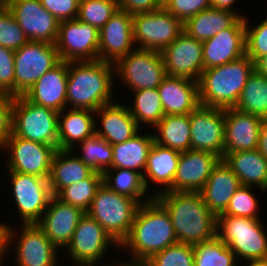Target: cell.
Returning <instances> with one entry per match:
<instances>
[{
  "instance_id": "cell-1",
  "label": "cell",
  "mask_w": 267,
  "mask_h": 266,
  "mask_svg": "<svg viewBox=\"0 0 267 266\" xmlns=\"http://www.w3.org/2000/svg\"><path fill=\"white\" fill-rule=\"evenodd\" d=\"M177 237L166 209L153 197L141 203L128 236L119 245L128 250L132 265H142L152 255L177 243Z\"/></svg>"
},
{
  "instance_id": "cell-2",
  "label": "cell",
  "mask_w": 267,
  "mask_h": 266,
  "mask_svg": "<svg viewBox=\"0 0 267 266\" xmlns=\"http://www.w3.org/2000/svg\"><path fill=\"white\" fill-rule=\"evenodd\" d=\"M154 198L168 212L178 242L194 245L216 237V216L200 192L165 191Z\"/></svg>"
},
{
  "instance_id": "cell-3",
  "label": "cell",
  "mask_w": 267,
  "mask_h": 266,
  "mask_svg": "<svg viewBox=\"0 0 267 266\" xmlns=\"http://www.w3.org/2000/svg\"><path fill=\"white\" fill-rule=\"evenodd\" d=\"M115 67L101 60L69 62L66 109L98 110L113 103ZM69 105V106H68Z\"/></svg>"
},
{
  "instance_id": "cell-4",
  "label": "cell",
  "mask_w": 267,
  "mask_h": 266,
  "mask_svg": "<svg viewBox=\"0 0 267 266\" xmlns=\"http://www.w3.org/2000/svg\"><path fill=\"white\" fill-rule=\"evenodd\" d=\"M254 70V62L247 55L203 70L197 81L200 105L234 108Z\"/></svg>"
},
{
  "instance_id": "cell-5",
  "label": "cell",
  "mask_w": 267,
  "mask_h": 266,
  "mask_svg": "<svg viewBox=\"0 0 267 266\" xmlns=\"http://www.w3.org/2000/svg\"><path fill=\"white\" fill-rule=\"evenodd\" d=\"M262 223L260 219L218 215L216 237L231 249L239 261L267 258V233Z\"/></svg>"
},
{
  "instance_id": "cell-6",
  "label": "cell",
  "mask_w": 267,
  "mask_h": 266,
  "mask_svg": "<svg viewBox=\"0 0 267 266\" xmlns=\"http://www.w3.org/2000/svg\"><path fill=\"white\" fill-rule=\"evenodd\" d=\"M139 206L135 199L118 194L102 183L86 213L120 245L130 232Z\"/></svg>"
},
{
  "instance_id": "cell-7",
  "label": "cell",
  "mask_w": 267,
  "mask_h": 266,
  "mask_svg": "<svg viewBox=\"0 0 267 266\" xmlns=\"http://www.w3.org/2000/svg\"><path fill=\"white\" fill-rule=\"evenodd\" d=\"M12 133L16 137L47 144L58 150V112L28 101L13 98Z\"/></svg>"
},
{
  "instance_id": "cell-8",
  "label": "cell",
  "mask_w": 267,
  "mask_h": 266,
  "mask_svg": "<svg viewBox=\"0 0 267 266\" xmlns=\"http://www.w3.org/2000/svg\"><path fill=\"white\" fill-rule=\"evenodd\" d=\"M9 225L5 223V255L15 245L16 266H58L59 249L37 224H21L20 231Z\"/></svg>"
},
{
  "instance_id": "cell-9",
  "label": "cell",
  "mask_w": 267,
  "mask_h": 266,
  "mask_svg": "<svg viewBox=\"0 0 267 266\" xmlns=\"http://www.w3.org/2000/svg\"><path fill=\"white\" fill-rule=\"evenodd\" d=\"M115 77L118 76L124 86L132 91L158 88L166 75L161 52L135 48L121 58L115 65Z\"/></svg>"
},
{
  "instance_id": "cell-10",
  "label": "cell",
  "mask_w": 267,
  "mask_h": 266,
  "mask_svg": "<svg viewBox=\"0 0 267 266\" xmlns=\"http://www.w3.org/2000/svg\"><path fill=\"white\" fill-rule=\"evenodd\" d=\"M135 48L162 52L182 32L183 23L163 6L155 11L132 15Z\"/></svg>"
},
{
  "instance_id": "cell-11",
  "label": "cell",
  "mask_w": 267,
  "mask_h": 266,
  "mask_svg": "<svg viewBox=\"0 0 267 266\" xmlns=\"http://www.w3.org/2000/svg\"><path fill=\"white\" fill-rule=\"evenodd\" d=\"M55 44L28 41L14 51L15 97L24 96L33 84L60 62Z\"/></svg>"
},
{
  "instance_id": "cell-12",
  "label": "cell",
  "mask_w": 267,
  "mask_h": 266,
  "mask_svg": "<svg viewBox=\"0 0 267 266\" xmlns=\"http://www.w3.org/2000/svg\"><path fill=\"white\" fill-rule=\"evenodd\" d=\"M99 37L97 28L80 20L60 22L55 43L61 61L82 62L99 60Z\"/></svg>"
},
{
  "instance_id": "cell-13",
  "label": "cell",
  "mask_w": 267,
  "mask_h": 266,
  "mask_svg": "<svg viewBox=\"0 0 267 266\" xmlns=\"http://www.w3.org/2000/svg\"><path fill=\"white\" fill-rule=\"evenodd\" d=\"M15 207L21 224H36L46 211L53 196L48 178L26 173L9 172Z\"/></svg>"
},
{
  "instance_id": "cell-14",
  "label": "cell",
  "mask_w": 267,
  "mask_h": 266,
  "mask_svg": "<svg viewBox=\"0 0 267 266\" xmlns=\"http://www.w3.org/2000/svg\"><path fill=\"white\" fill-rule=\"evenodd\" d=\"M7 150L8 172L26 173L48 178L56 149L53 146L16 137L13 133L1 150Z\"/></svg>"
},
{
  "instance_id": "cell-15",
  "label": "cell",
  "mask_w": 267,
  "mask_h": 266,
  "mask_svg": "<svg viewBox=\"0 0 267 266\" xmlns=\"http://www.w3.org/2000/svg\"><path fill=\"white\" fill-rule=\"evenodd\" d=\"M119 249V245L104 228L86 212L73 233L66 251L74 263H99L109 246Z\"/></svg>"
},
{
  "instance_id": "cell-16",
  "label": "cell",
  "mask_w": 267,
  "mask_h": 266,
  "mask_svg": "<svg viewBox=\"0 0 267 266\" xmlns=\"http://www.w3.org/2000/svg\"><path fill=\"white\" fill-rule=\"evenodd\" d=\"M191 150L224 158L225 109L199 105L189 114Z\"/></svg>"
},
{
  "instance_id": "cell-17",
  "label": "cell",
  "mask_w": 267,
  "mask_h": 266,
  "mask_svg": "<svg viewBox=\"0 0 267 266\" xmlns=\"http://www.w3.org/2000/svg\"><path fill=\"white\" fill-rule=\"evenodd\" d=\"M5 5L29 41L56 43L60 22L40 0H7Z\"/></svg>"
},
{
  "instance_id": "cell-18",
  "label": "cell",
  "mask_w": 267,
  "mask_h": 266,
  "mask_svg": "<svg viewBox=\"0 0 267 266\" xmlns=\"http://www.w3.org/2000/svg\"><path fill=\"white\" fill-rule=\"evenodd\" d=\"M161 54L167 76L198 81L203 71L202 41L188 36L183 31Z\"/></svg>"
},
{
  "instance_id": "cell-19",
  "label": "cell",
  "mask_w": 267,
  "mask_h": 266,
  "mask_svg": "<svg viewBox=\"0 0 267 266\" xmlns=\"http://www.w3.org/2000/svg\"><path fill=\"white\" fill-rule=\"evenodd\" d=\"M99 60L115 65L135 48L132 15L118 9L100 29Z\"/></svg>"
},
{
  "instance_id": "cell-20",
  "label": "cell",
  "mask_w": 267,
  "mask_h": 266,
  "mask_svg": "<svg viewBox=\"0 0 267 266\" xmlns=\"http://www.w3.org/2000/svg\"><path fill=\"white\" fill-rule=\"evenodd\" d=\"M221 160L212 152L188 150L179 156L170 192H200Z\"/></svg>"
},
{
  "instance_id": "cell-21",
  "label": "cell",
  "mask_w": 267,
  "mask_h": 266,
  "mask_svg": "<svg viewBox=\"0 0 267 266\" xmlns=\"http://www.w3.org/2000/svg\"><path fill=\"white\" fill-rule=\"evenodd\" d=\"M203 70L235 61L246 55L245 17L230 28L202 42Z\"/></svg>"
},
{
  "instance_id": "cell-22",
  "label": "cell",
  "mask_w": 267,
  "mask_h": 266,
  "mask_svg": "<svg viewBox=\"0 0 267 266\" xmlns=\"http://www.w3.org/2000/svg\"><path fill=\"white\" fill-rule=\"evenodd\" d=\"M84 214L81 208L52 196L46 211L36 224L59 250L65 249Z\"/></svg>"
},
{
  "instance_id": "cell-23",
  "label": "cell",
  "mask_w": 267,
  "mask_h": 266,
  "mask_svg": "<svg viewBox=\"0 0 267 266\" xmlns=\"http://www.w3.org/2000/svg\"><path fill=\"white\" fill-rule=\"evenodd\" d=\"M262 121L257 115L226 108L224 153L257 149Z\"/></svg>"
},
{
  "instance_id": "cell-24",
  "label": "cell",
  "mask_w": 267,
  "mask_h": 266,
  "mask_svg": "<svg viewBox=\"0 0 267 266\" xmlns=\"http://www.w3.org/2000/svg\"><path fill=\"white\" fill-rule=\"evenodd\" d=\"M69 62L60 61L39 78L24 97L39 106L61 112L66 109Z\"/></svg>"
},
{
  "instance_id": "cell-25",
  "label": "cell",
  "mask_w": 267,
  "mask_h": 266,
  "mask_svg": "<svg viewBox=\"0 0 267 266\" xmlns=\"http://www.w3.org/2000/svg\"><path fill=\"white\" fill-rule=\"evenodd\" d=\"M95 115L100 117L101 123V127L97 128L96 120L95 134L111 145L123 143L141 130L131 115L128 105L123 103L113 102L101 106L95 111Z\"/></svg>"
},
{
  "instance_id": "cell-26",
  "label": "cell",
  "mask_w": 267,
  "mask_h": 266,
  "mask_svg": "<svg viewBox=\"0 0 267 266\" xmlns=\"http://www.w3.org/2000/svg\"><path fill=\"white\" fill-rule=\"evenodd\" d=\"M157 89L165 115L190 114L200 105L198 82L195 80L166 76Z\"/></svg>"
},
{
  "instance_id": "cell-27",
  "label": "cell",
  "mask_w": 267,
  "mask_h": 266,
  "mask_svg": "<svg viewBox=\"0 0 267 266\" xmlns=\"http://www.w3.org/2000/svg\"><path fill=\"white\" fill-rule=\"evenodd\" d=\"M240 186L239 178L221 159L212 170L200 194L208 209L218 216L226 210L229 201Z\"/></svg>"
},
{
  "instance_id": "cell-28",
  "label": "cell",
  "mask_w": 267,
  "mask_h": 266,
  "mask_svg": "<svg viewBox=\"0 0 267 266\" xmlns=\"http://www.w3.org/2000/svg\"><path fill=\"white\" fill-rule=\"evenodd\" d=\"M65 112V113H64ZM94 111L87 109L69 108L58 113V150L75 149L87 138L95 135L96 120Z\"/></svg>"
},
{
  "instance_id": "cell-29",
  "label": "cell",
  "mask_w": 267,
  "mask_h": 266,
  "mask_svg": "<svg viewBox=\"0 0 267 266\" xmlns=\"http://www.w3.org/2000/svg\"><path fill=\"white\" fill-rule=\"evenodd\" d=\"M180 153L177 150L161 146L156 142L153 143L148 153L147 164L143 173V182L146 190H148L150 180L158 186L163 185V189L154 191L153 197L168 191L172 187Z\"/></svg>"
},
{
  "instance_id": "cell-30",
  "label": "cell",
  "mask_w": 267,
  "mask_h": 266,
  "mask_svg": "<svg viewBox=\"0 0 267 266\" xmlns=\"http://www.w3.org/2000/svg\"><path fill=\"white\" fill-rule=\"evenodd\" d=\"M223 160L239 178L241 185L267 190V159L258 149L224 153Z\"/></svg>"
},
{
  "instance_id": "cell-31",
  "label": "cell",
  "mask_w": 267,
  "mask_h": 266,
  "mask_svg": "<svg viewBox=\"0 0 267 266\" xmlns=\"http://www.w3.org/2000/svg\"><path fill=\"white\" fill-rule=\"evenodd\" d=\"M72 153L71 150H56L53 155L48 179L53 196L68 185L89 178L95 172Z\"/></svg>"
},
{
  "instance_id": "cell-32",
  "label": "cell",
  "mask_w": 267,
  "mask_h": 266,
  "mask_svg": "<svg viewBox=\"0 0 267 266\" xmlns=\"http://www.w3.org/2000/svg\"><path fill=\"white\" fill-rule=\"evenodd\" d=\"M140 133L141 131L123 143L112 145L113 156L110 169H130L143 176L148 153L154 143V135L152 133H144L145 135Z\"/></svg>"
},
{
  "instance_id": "cell-33",
  "label": "cell",
  "mask_w": 267,
  "mask_h": 266,
  "mask_svg": "<svg viewBox=\"0 0 267 266\" xmlns=\"http://www.w3.org/2000/svg\"><path fill=\"white\" fill-rule=\"evenodd\" d=\"M239 18L235 12L210 7L186 20L183 31L203 42L219 31L230 28Z\"/></svg>"
},
{
  "instance_id": "cell-34",
  "label": "cell",
  "mask_w": 267,
  "mask_h": 266,
  "mask_svg": "<svg viewBox=\"0 0 267 266\" xmlns=\"http://www.w3.org/2000/svg\"><path fill=\"white\" fill-rule=\"evenodd\" d=\"M154 129L157 132L153 134L154 142L157 144L179 152H185L191 149L189 114L164 115Z\"/></svg>"
},
{
  "instance_id": "cell-35",
  "label": "cell",
  "mask_w": 267,
  "mask_h": 266,
  "mask_svg": "<svg viewBox=\"0 0 267 266\" xmlns=\"http://www.w3.org/2000/svg\"><path fill=\"white\" fill-rule=\"evenodd\" d=\"M103 183L116 193L129 196L140 204L153 198L152 195H149L148 198L143 199L148 191L145 188L143 176L134 170L108 169L103 173Z\"/></svg>"
},
{
  "instance_id": "cell-36",
  "label": "cell",
  "mask_w": 267,
  "mask_h": 266,
  "mask_svg": "<svg viewBox=\"0 0 267 266\" xmlns=\"http://www.w3.org/2000/svg\"><path fill=\"white\" fill-rule=\"evenodd\" d=\"M234 108L266 119L267 76L254 70L248 77L240 98Z\"/></svg>"
},
{
  "instance_id": "cell-37",
  "label": "cell",
  "mask_w": 267,
  "mask_h": 266,
  "mask_svg": "<svg viewBox=\"0 0 267 266\" xmlns=\"http://www.w3.org/2000/svg\"><path fill=\"white\" fill-rule=\"evenodd\" d=\"M132 93L134 101L132 106L128 105V108L140 129L141 124L155 127L165 115L158 89H142Z\"/></svg>"
},
{
  "instance_id": "cell-38",
  "label": "cell",
  "mask_w": 267,
  "mask_h": 266,
  "mask_svg": "<svg viewBox=\"0 0 267 266\" xmlns=\"http://www.w3.org/2000/svg\"><path fill=\"white\" fill-rule=\"evenodd\" d=\"M103 183V173L95 171L89 178L63 188L56 197L86 212Z\"/></svg>"
},
{
  "instance_id": "cell-39",
  "label": "cell",
  "mask_w": 267,
  "mask_h": 266,
  "mask_svg": "<svg viewBox=\"0 0 267 266\" xmlns=\"http://www.w3.org/2000/svg\"><path fill=\"white\" fill-rule=\"evenodd\" d=\"M194 248V266H237L236 256L220 239L196 243Z\"/></svg>"
},
{
  "instance_id": "cell-40",
  "label": "cell",
  "mask_w": 267,
  "mask_h": 266,
  "mask_svg": "<svg viewBox=\"0 0 267 266\" xmlns=\"http://www.w3.org/2000/svg\"><path fill=\"white\" fill-rule=\"evenodd\" d=\"M79 144L82 153L76 156L86 165L100 173L111 168L113 148L106 140L95 134Z\"/></svg>"
},
{
  "instance_id": "cell-41",
  "label": "cell",
  "mask_w": 267,
  "mask_h": 266,
  "mask_svg": "<svg viewBox=\"0 0 267 266\" xmlns=\"http://www.w3.org/2000/svg\"><path fill=\"white\" fill-rule=\"evenodd\" d=\"M118 9V0H80L77 19L100 31Z\"/></svg>"
},
{
  "instance_id": "cell-42",
  "label": "cell",
  "mask_w": 267,
  "mask_h": 266,
  "mask_svg": "<svg viewBox=\"0 0 267 266\" xmlns=\"http://www.w3.org/2000/svg\"><path fill=\"white\" fill-rule=\"evenodd\" d=\"M144 266H194V248L191 244L177 242L155 253Z\"/></svg>"
},
{
  "instance_id": "cell-43",
  "label": "cell",
  "mask_w": 267,
  "mask_h": 266,
  "mask_svg": "<svg viewBox=\"0 0 267 266\" xmlns=\"http://www.w3.org/2000/svg\"><path fill=\"white\" fill-rule=\"evenodd\" d=\"M253 187L241 185L229 201L226 210L220 215H231L251 219H261L258 216L259 203Z\"/></svg>"
},
{
  "instance_id": "cell-44",
  "label": "cell",
  "mask_w": 267,
  "mask_h": 266,
  "mask_svg": "<svg viewBox=\"0 0 267 266\" xmlns=\"http://www.w3.org/2000/svg\"><path fill=\"white\" fill-rule=\"evenodd\" d=\"M29 39L6 5H0V46L18 50Z\"/></svg>"
},
{
  "instance_id": "cell-45",
  "label": "cell",
  "mask_w": 267,
  "mask_h": 266,
  "mask_svg": "<svg viewBox=\"0 0 267 266\" xmlns=\"http://www.w3.org/2000/svg\"><path fill=\"white\" fill-rule=\"evenodd\" d=\"M248 20L245 17L246 55L255 62L267 54V17L252 28Z\"/></svg>"
},
{
  "instance_id": "cell-46",
  "label": "cell",
  "mask_w": 267,
  "mask_h": 266,
  "mask_svg": "<svg viewBox=\"0 0 267 266\" xmlns=\"http://www.w3.org/2000/svg\"><path fill=\"white\" fill-rule=\"evenodd\" d=\"M0 93L15 97L14 50L0 46Z\"/></svg>"
},
{
  "instance_id": "cell-47",
  "label": "cell",
  "mask_w": 267,
  "mask_h": 266,
  "mask_svg": "<svg viewBox=\"0 0 267 266\" xmlns=\"http://www.w3.org/2000/svg\"><path fill=\"white\" fill-rule=\"evenodd\" d=\"M163 7L184 23L199 12L211 7L210 0H169Z\"/></svg>"
},
{
  "instance_id": "cell-48",
  "label": "cell",
  "mask_w": 267,
  "mask_h": 266,
  "mask_svg": "<svg viewBox=\"0 0 267 266\" xmlns=\"http://www.w3.org/2000/svg\"><path fill=\"white\" fill-rule=\"evenodd\" d=\"M59 22L76 19L80 0H40Z\"/></svg>"
},
{
  "instance_id": "cell-49",
  "label": "cell",
  "mask_w": 267,
  "mask_h": 266,
  "mask_svg": "<svg viewBox=\"0 0 267 266\" xmlns=\"http://www.w3.org/2000/svg\"><path fill=\"white\" fill-rule=\"evenodd\" d=\"M12 102V97L0 94V150L12 133Z\"/></svg>"
},
{
  "instance_id": "cell-50",
  "label": "cell",
  "mask_w": 267,
  "mask_h": 266,
  "mask_svg": "<svg viewBox=\"0 0 267 266\" xmlns=\"http://www.w3.org/2000/svg\"><path fill=\"white\" fill-rule=\"evenodd\" d=\"M119 8L130 13H145L162 7L159 0H118Z\"/></svg>"
},
{
  "instance_id": "cell-51",
  "label": "cell",
  "mask_w": 267,
  "mask_h": 266,
  "mask_svg": "<svg viewBox=\"0 0 267 266\" xmlns=\"http://www.w3.org/2000/svg\"><path fill=\"white\" fill-rule=\"evenodd\" d=\"M258 151L267 159V118L263 119L260 126Z\"/></svg>"
},
{
  "instance_id": "cell-52",
  "label": "cell",
  "mask_w": 267,
  "mask_h": 266,
  "mask_svg": "<svg viewBox=\"0 0 267 266\" xmlns=\"http://www.w3.org/2000/svg\"><path fill=\"white\" fill-rule=\"evenodd\" d=\"M210 3L212 8L232 11L235 12L239 17H246L241 15V13L239 14L238 11L236 12V10H233V5L236 3V0H210Z\"/></svg>"
},
{
  "instance_id": "cell-53",
  "label": "cell",
  "mask_w": 267,
  "mask_h": 266,
  "mask_svg": "<svg viewBox=\"0 0 267 266\" xmlns=\"http://www.w3.org/2000/svg\"><path fill=\"white\" fill-rule=\"evenodd\" d=\"M254 69L262 74L267 76V54L260 56L255 62H254Z\"/></svg>"
},
{
  "instance_id": "cell-54",
  "label": "cell",
  "mask_w": 267,
  "mask_h": 266,
  "mask_svg": "<svg viewBox=\"0 0 267 266\" xmlns=\"http://www.w3.org/2000/svg\"><path fill=\"white\" fill-rule=\"evenodd\" d=\"M5 223L0 222V266L5 256Z\"/></svg>"
},
{
  "instance_id": "cell-55",
  "label": "cell",
  "mask_w": 267,
  "mask_h": 266,
  "mask_svg": "<svg viewBox=\"0 0 267 266\" xmlns=\"http://www.w3.org/2000/svg\"><path fill=\"white\" fill-rule=\"evenodd\" d=\"M248 263L249 265L245 266H267V258L251 260Z\"/></svg>"
},
{
  "instance_id": "cell-56",
  "label": "cell",
  "mask_w": 267,
  "mask_h": 266,
  "mask_svg": "<svg viewBox=\"0 0 267 266\" xmlns=\"http://www.w3.org/2000/svg\"><path fill=\"white\" fill-rule=\"evenodd\" d=\"M74 266H97V264L95 263H73ZM103 266H112V265H105L103 264Z\"/></svg>"
},
{
  "instance_id": "cell-57",
  "label": "cell",
  "mask_w": 267,
  "mask_h": 266,
  "mask_svg": "<svg viewBox=\"0 0 267 266\" xmlns=\"http://www.w3.org/2000/svg\"><path fill=\"white\" fill-rule=\"evenodd\" d=\"M122 266H144L143 264L142 265H132V264H128V263H122Z\"/></svg>"
},
{
  "instance_id": "cell-58",
  "label": "cell",
  "mask_w": 267,
  "mask_h": 266,
  "mask_svg": "<svg viewBox=\"0 0 267 266\" xmlns=\"http://www.w3.org/2000/svg\"><path fill=\"white\" fill-rule=\"evenodd\" d=\"M169 0H159L160 4L163 6L166 2H168Z\"/></svg>"
},
{
  "instance_id": "cell-59",
  "label": "cell",
  "mask_w": 267,
  "mask_h": 266,
  "mask_svg": "<svg viewBox=\"0 0 267 266\" xmlns=\"http://www.w3.org/2000/svg\"><path fill=\"white\" fill-rule=\"evenodd\" d=\"M7 0H0V5H5Z\"/></svg>"
}]
</instances>
